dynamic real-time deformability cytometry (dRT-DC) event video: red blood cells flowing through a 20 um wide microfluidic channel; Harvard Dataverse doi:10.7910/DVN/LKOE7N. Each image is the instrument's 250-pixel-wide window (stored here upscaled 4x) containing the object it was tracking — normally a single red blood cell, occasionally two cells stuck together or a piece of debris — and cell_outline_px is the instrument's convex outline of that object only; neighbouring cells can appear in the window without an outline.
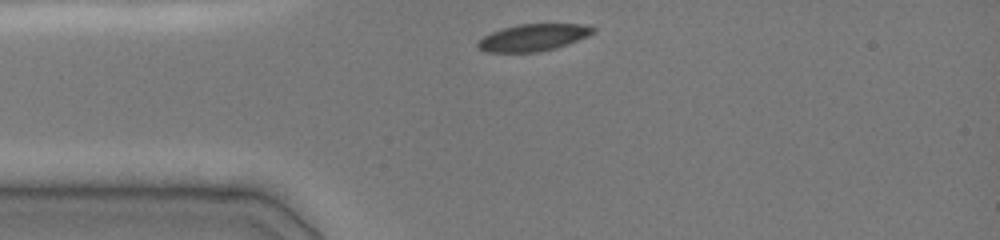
{"species": "common noctule bat (a hibernating species)", "species_latin": "Nyctalus noctula", "temperature_condition": "cold", "stored_images_in_passage": 21, "camera_frame_rate_fps": 3000, "um_per_image_px": 0.085, "animal": {"sex": "female", "body_mass_g": 19.0, "forearm_length_mm": 51.5}, "frame": {"image": 1, "passage_image": 1, "time_ms": 0.0, "image_size_px": [1000, 240], "cell_outline_px": [[596, 32], [588, 36], [568, 44], [556, 48], [540, 52], [484, 52], [476, 48], [476, 44], [484, 36], [492, 32], [504, 28], [520, 24], [584, 24], [596, 28]], "centroid_in_image_um": [45.34, 3.2], "position_along_channel_um": 39.7, "area_um2": 18.21}}
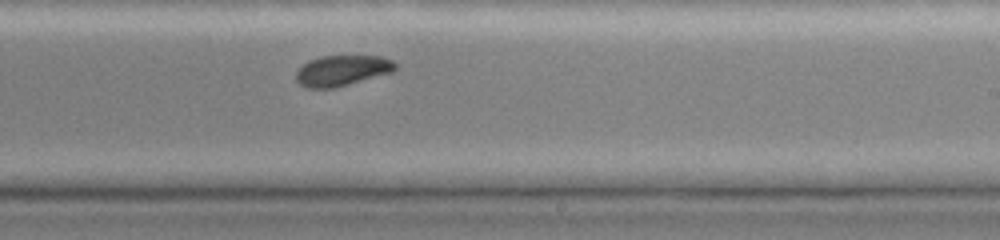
{"frame": {"image": 2, "passage_image": 13, "time_ms": 6.0, "image_size_px": [1000, 240], "cell_outline_px": [[396, 68], [392, 72], [348, 84], [332, 88], [308, 88], [300, 84], [296, 80], [296, 72], [308, 60], [320, 56], [380, 56], [392, 60], [396, 64]], "centroid_in_image_um": [29.06, 5.99], "position_along_channel_um": 259.9, "area_um2": 17.51}}
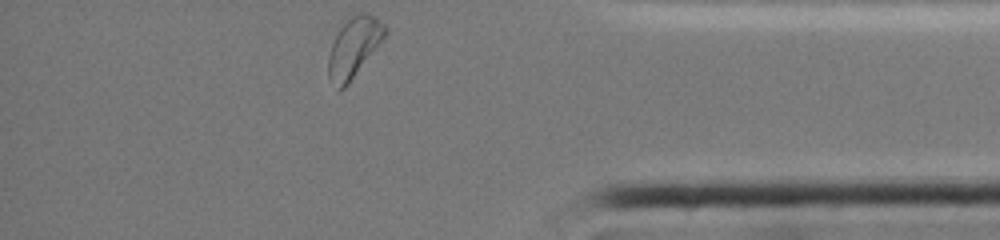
{"frame": {"image": 3, "passage_image": 21, "time_ms": 10.0, "image_size_px": [1000, 240], "cell_outline_px": [[388, 32], [348, 84], [340, 92], [336, 92], [328, 76], [328, 56], [332, 44], [340, 28], [352, 16], [360, 12], [368, 12], [376, 16], [388, 28]], "centroid_in_image_um": [30.07, 4.04], "position_along_channel_um": 405.1, "area_um2": 19.71}, "authors_computed_cell_mechanics": {"area_um2": 18.496, "velocity_mm_per_s": 3.9689, "shape_relaxation_time_tau1_ms": 2.3575, "shape_relaxation_time_tau2_ms": 4.4807, "deformation_change_tau1": 0.1094, "deformation_change_tau2": 0.0817}}